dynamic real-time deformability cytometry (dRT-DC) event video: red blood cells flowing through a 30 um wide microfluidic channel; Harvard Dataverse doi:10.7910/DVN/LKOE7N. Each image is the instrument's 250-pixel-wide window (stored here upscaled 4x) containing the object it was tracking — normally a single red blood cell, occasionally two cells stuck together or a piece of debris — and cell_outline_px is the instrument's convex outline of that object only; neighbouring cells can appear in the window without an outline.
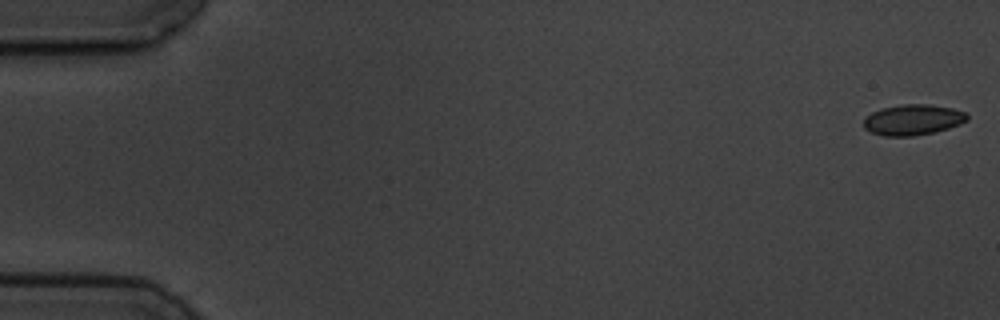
{"species": "common noctule bat (a hibernating species)", "species_latin": "Nyctalus noctula", "temperature_condition": "cold", "stored_images_in_passage": 10, "camera_frame_rate_fps": 3000, "um_per_image_px": 0.085, "animal": {"sex": "male", "body_mass_g": 19.5, "forearm_length_mm": 54.6}, "frame": {"image": 1, "passage_image": 1, "time_ms": 0.0, "image_size_px": [1000, 320], "cell_outline_px": [[968, 120], [960, 124], [936, 132], [912, 136], [884, 136], [872, 132], [864, 128], [864, 120], [872, 112], [880, 108], [900, 104], [928, 104], [952, 108], [968, 112]], "centroid_in_image_um": [77.63, 10.17], "position_along_channel_um": 7.4, "area_um2": 18.61}}
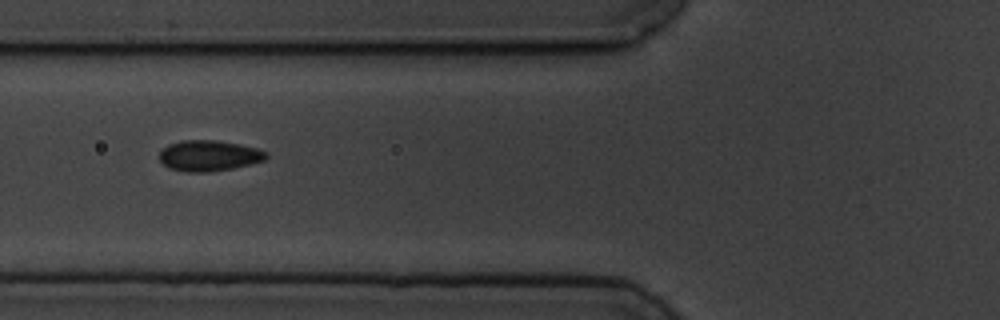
{"frame": {"image": 2, "passage_image": 7, "time_ms": 7.0, "image_size_px": [1000, 320], "cell_outline_px": [[268, 156], [264, 160], [232, 168], [208, 172], [188, 172], [168, 168], [160, 160], [160, 152], [168, 144], [180, 140], [216, 140], [240, 144], [256, 148], [268, 152]], "centroid_in_image_um": [17.75, 13.22], "position_along_channel_um": 108.1, "area_um2": 19.07}}
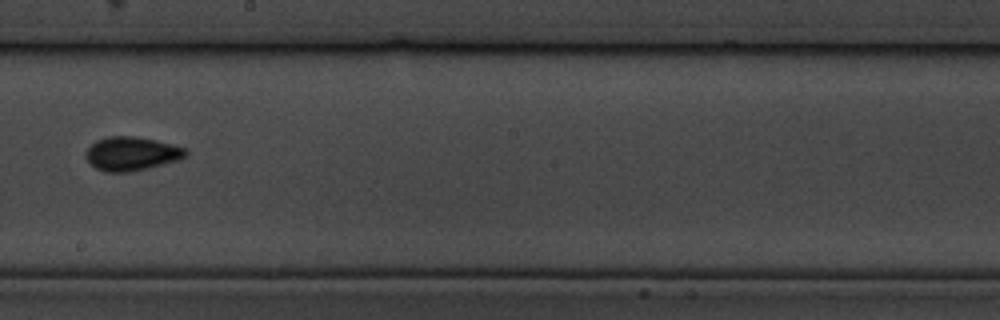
{"frame": {"image": 3, "passage_image": 10, "time_ms": 10.667, "image_size_px": [1000, 320], "cell_outline_px": [[188, 156], [180, 160], [148, 168], [128, 172], [104, 172], [96, 168], [84, 156], [84, 152], [96, 140], [112, 136], [136, 136], [156, 140], [184, 148], [188, 152]], "centroid_in_image_um": [11.19, 13.07], "position_along_channel_um": 237.0, "area_um2": 19.71}}